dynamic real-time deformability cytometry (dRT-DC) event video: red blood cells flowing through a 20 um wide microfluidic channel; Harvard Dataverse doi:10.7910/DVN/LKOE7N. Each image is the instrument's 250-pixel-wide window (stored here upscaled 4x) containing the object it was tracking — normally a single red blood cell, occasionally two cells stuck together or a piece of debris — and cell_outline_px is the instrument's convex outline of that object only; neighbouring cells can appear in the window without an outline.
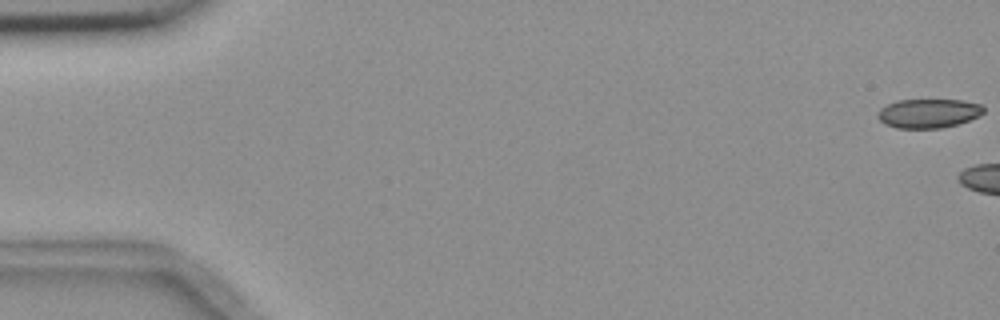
{"species": "common noctule bat (a hibernating species)", "species_latin": "Nyctalus noctula", "temperature_condition": "room temperature", "stored_images_in_passage": 4, "camera_frame_rate_fps": 3000, "um_per_image_px": 0.085, "animal": {"sex": "female", "body_mass_g": 18.4}, "frame": {"image": 1, "passage_image": 1, "time_ms": 0.0, "image_size_px": [1000, 320], "cell_outline_px": [[984, 112], [960, 124], [940, 128], [896, 128], [884, 124], [876, 116], [880, 108], [896, 100], [964, 100], [984, 104]], "centroid_in_image_um": [78.92, 9.63], "position_along_channel_um": 6.1, "area_um2": 18.09}}